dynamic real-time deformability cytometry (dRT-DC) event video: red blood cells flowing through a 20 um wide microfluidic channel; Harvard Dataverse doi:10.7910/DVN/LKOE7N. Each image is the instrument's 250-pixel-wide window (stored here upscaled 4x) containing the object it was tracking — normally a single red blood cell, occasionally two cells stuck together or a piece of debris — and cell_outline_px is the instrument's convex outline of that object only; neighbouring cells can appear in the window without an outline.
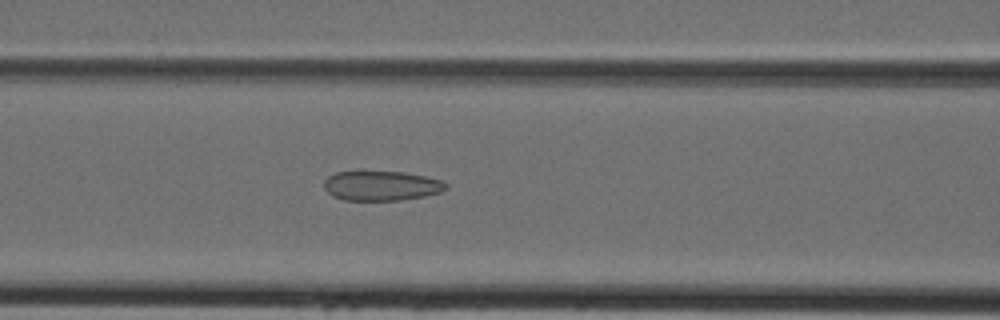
{"species": "Egyptian fruit bat (a non-hibernating species)", "species_latin": "Rousettus aegyptiacus", "temperature_condition": "cold", "stored_images_in_passage": 32, "camera_frame_rate_fps": 3000, "um_per_image_px": 0.085, "animal": {"sex": "female"}, "frame": {"image": 1, "passage_image": 12, "time_ms": 3.667, "image_size_px": [1000, 320], "cell_outline_px": [[448, 188], [440, 192], [424, 196], [400, 200], [344, 200], [332, 196], [324, 188], [324, 180], [328, 176], [336, 172], [404, 172], [424, 176], [440, 180], [448, 184]], "centroid_in_image_um": [32.41, 15.79], "position_along_channel_um": 134.2, "area_um2": 20.98}}
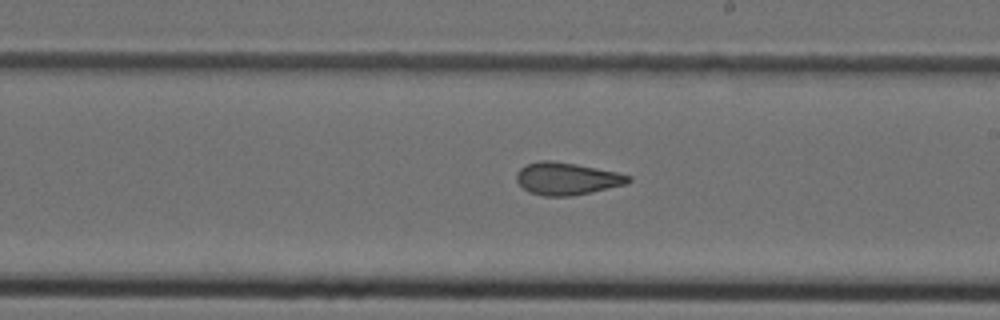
{"frame": {"image": 2, "passage_image": 19, "time_ms": 6.0, "image_size_px": [1000, 320], "cell_outline_px": [[632, 180], [628, 184], [572, 196], [544, 196], [528, 192], [516, 180], [516, 172], [520, 168], [528, 164], [540, 160], [552, 160], [576, 164], [616, 172], [632, 176]], "centroid_in_image_um": [48.19, 15.19], "position_along_channel_um": 240.8, "area_um2": 21.15}}
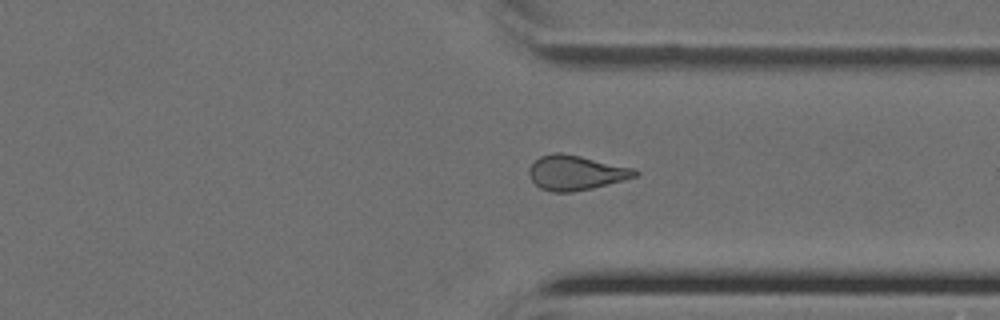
{"frame": {"image": 3, "passage_image": 27, "time_ms": 8.667, "image_size_px": [1000, 320], "cell_outline_px": [[640, 172], [636, 176], [624, 180], [592, 188], [572, 192], [552, 192], [540, 188], [528, 176], [528, 168], [540, 156], [552, 152], [560, 152], [580, 156], [636, 168]], "centroid_in_image_um": [48.95, 14.67], "position_along_channel_um": 362.5, "area_um2": 21.56}}